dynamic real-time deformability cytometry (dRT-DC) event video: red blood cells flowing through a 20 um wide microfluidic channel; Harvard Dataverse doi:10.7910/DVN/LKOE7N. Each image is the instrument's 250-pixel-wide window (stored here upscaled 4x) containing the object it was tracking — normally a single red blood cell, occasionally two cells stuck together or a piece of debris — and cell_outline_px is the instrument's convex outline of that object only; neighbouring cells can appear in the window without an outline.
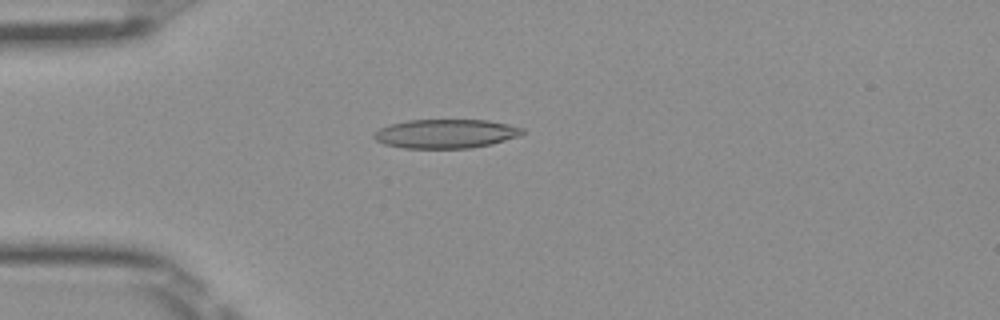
{"species": "Egyptian fruit bat (a non-hibernating species)", "species_latin": "Rousettus aegyptiacus", "temperature_condition": "room temperature", "stored_images_in_passage": 50, "camera_frame_rate_fps": 3000, "um_per_image_px": 0.085, "frame": {"image": 1, "passage_image": 13, "time_ms": 4.0, "image_size_px": [1000, 320], "cell_outline_px": [[524, 132], [520, 136], [492, 144], [472, 148], [400, 148], [384, 144], [376, 140], [372, 136], [380, 128], [388, 124], [408, 120], [488, 120], [508, 124], [524, 128]], "centroid_in_image_um": [37.9, 11.37], "position_along_channel_um": 47.1, "area_um2": 25.26}}
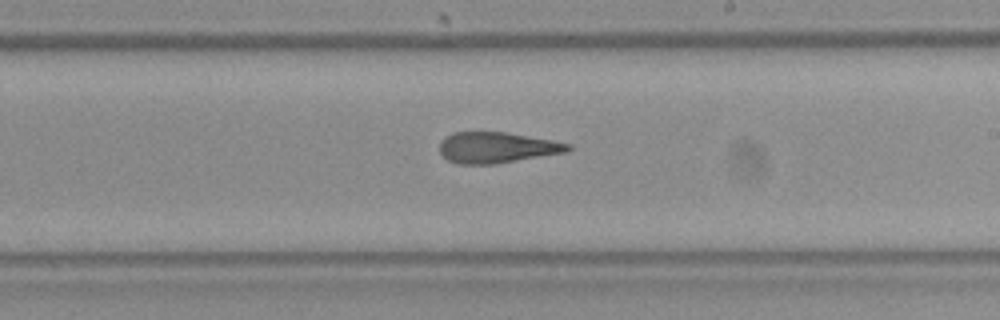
{"frame": {"image": 2, "passage_image": 29, "time_ms": 9.333, "image_size_px": [1000, 320], "cell_outline_px": [[572, 148], [568, 152], [496, 164], [456, 164], [448, 160], [440, 152], [440, 140], [452, 132], [504, 132], [552, 140], [572, 144]], "centroid_in_image_um": [42.24, 12.55], "position_along_channel_um": 246.8, "area_um2": 23.24}}
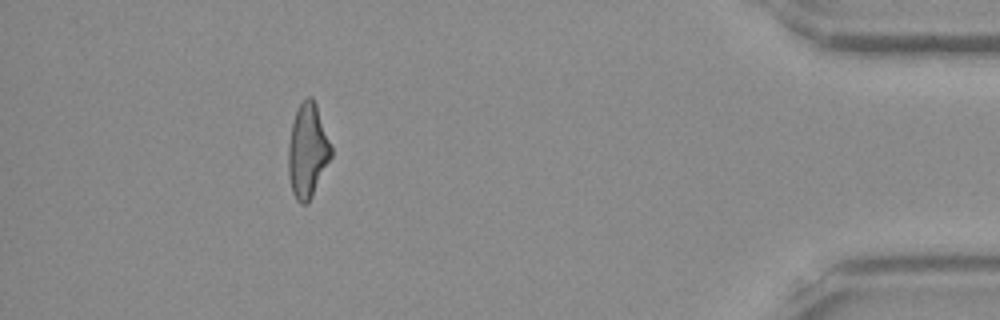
{"frame": {"image": 3, "passage_image": 45, "time_ms": 14.667, "image_size_px": [1000, 320], "cell_outline_px": [[332, 156], [308, 204], [300, 204], [296, 200], [292, 192], [288, 176], [288, 144], [292, 124], [296, 112], [300, 104], [308, 96], [312, 96], [316, 104], [332, 148]], "centroid_in_image_um": [26.13, 12.85], "position_along_channel_um": 409.1, "area_um2": 23.41}, "authors_computed_cell_mechanics": {"area_um2": 24.2182, "velocity_mm_per_s": 4.0415, "shape_relaxation_time_tau1_ms": 10.384, "shape_relaxation_time_tau2_ms": 2.4127, "deformation_change_tau1": 0.2596, "deformation_change_tau2": 0.1275}}